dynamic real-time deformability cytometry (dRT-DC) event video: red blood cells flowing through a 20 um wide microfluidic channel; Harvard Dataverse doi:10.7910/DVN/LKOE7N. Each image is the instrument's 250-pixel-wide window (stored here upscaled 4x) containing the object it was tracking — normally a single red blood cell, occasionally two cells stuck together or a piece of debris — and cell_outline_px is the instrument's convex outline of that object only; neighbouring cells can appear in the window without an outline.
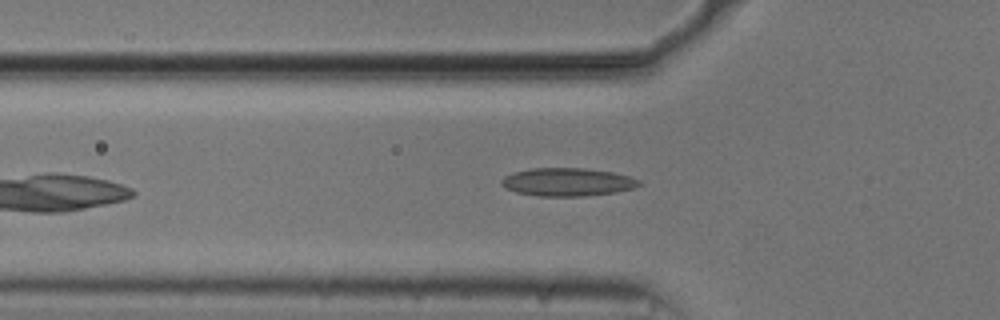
{"species": "common noctule bat (a hibernating species)", "species_latin": "Nyctalus noctula", "temperature_condition": "cold", "stored_images_in_passage": 14, "camera_frame_rate_fps": 3000, "um_per_image_px": 0.085, "animal": {"sex": "male", "body_mass_g": 20.5, "forearm_length_mm": 52.5}, "frame": {"image": 1, "passage_image": 3, "time_ms": 0.667, "image_size_px": [1000, 320], "cell_outline_px": [[644, 184], [632, 188], [616, 192], [584, 196], [536, 196], [516, 192], [504, 188], [500, 184], [500, 180], [504, 176], [516, 172], [532, 168], [584, 168], [612, 172], [628, 176], [640, 180]], "centroid_in_image_um": [48.22, 15.48], "position_along_channel_um": 77.6, "area_um2": 22.6}}
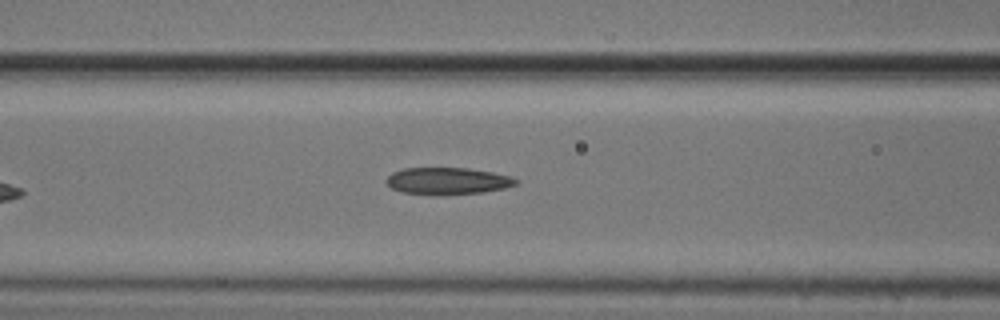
{"frame": {"image": 2, "passage_image": 7, "time_ms": 2.0, "image_size_px": [1000, 320], "cell_outline_px": [[520, 180], [516, 184], [504, 188], [484, 192], [432, 196], [404, 192], [392, 188], [384, 180], [392, 172], [404, 168], [468, 168], [492, 172], [508, 176]], "centroid_in_image_um": [38.02, 15.39], "position_along_channel_um": 128.6, "area_um2": 20.46}}